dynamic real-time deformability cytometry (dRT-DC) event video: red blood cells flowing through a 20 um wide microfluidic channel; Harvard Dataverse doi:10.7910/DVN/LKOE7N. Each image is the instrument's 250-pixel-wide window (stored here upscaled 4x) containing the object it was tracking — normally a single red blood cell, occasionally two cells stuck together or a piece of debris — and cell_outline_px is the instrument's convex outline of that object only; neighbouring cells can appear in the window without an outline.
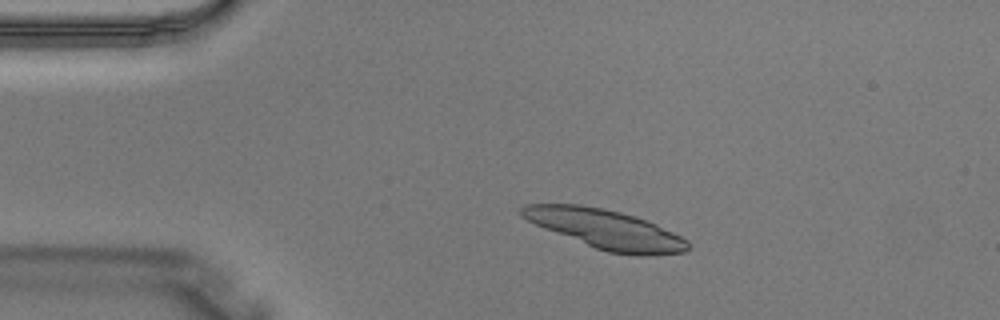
{"species": "Egyptian fruit bat (a non-hibernating species)", "species_latin": "Rousettus aegyptiacus", "temperature_condition": "warm", "stored_images_in_passage": 1, "camera_frame_rate_fps": 3000, "um_per_image_px": 0.085, "animal": {"sex": "male"}, "frame": {"image": 1, "passage_image": 1, "time_ms": 0.0, "image_size_px": [1000, 320], "cell_outline_px": [[688, 248], [684, 252], [648, 256], [636, 256], [608, 252], [596, 248], [544, 228], [520, 216], [520, 208], [524, 204], [580, 204], [604, 208], [620, 212], [656, 224], [688, 240]], "centroid_in_image_um": [51.47, 19.48], "position_along_channel_um": 33.5, "area_um2": 37.63}}